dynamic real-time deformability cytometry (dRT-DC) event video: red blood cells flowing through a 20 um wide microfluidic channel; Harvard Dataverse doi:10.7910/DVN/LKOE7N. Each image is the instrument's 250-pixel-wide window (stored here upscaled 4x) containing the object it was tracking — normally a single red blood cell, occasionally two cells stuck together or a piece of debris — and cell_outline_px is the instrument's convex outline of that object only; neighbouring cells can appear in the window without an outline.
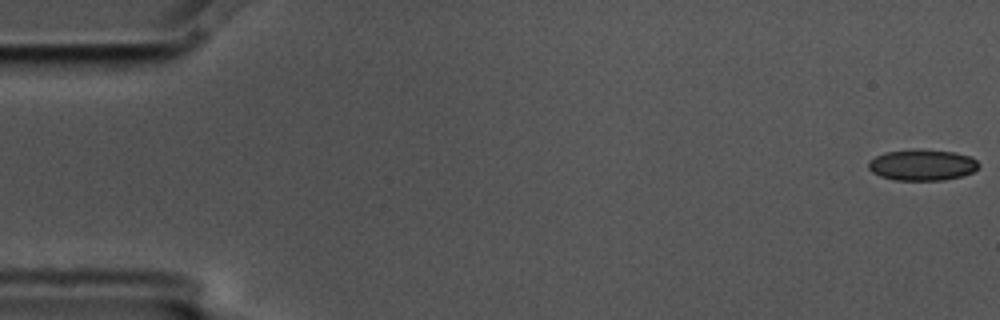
{"species": "common noctule bat (a hibernating species)", "species_latin": "Nyctalus noctula", "temperature_condition": "cold", "stored_images_in_passage": 8, "camera_frame_rate_fps": 3000, "um_per_image_px": 0.085, "animal": {"sex": "male", "body_mass_g": 17.5, "forearm_length_mm": 52.3}, "frame": {"image": 1, "passage_image": 1, "time_ms": 0.0, "image_size_px": [1000, 320], "cell_outline_px": [[980, 164], [972, 172], [960, 176], [944, 180], [896, 180], [880, 176], [872, 172], [868, 168], [868, 160], [884, 152], [912, 148], [920, 148], [956, 152], [968, 156], [976, 160]], "centroid_in_image_um": [78.34, 14.0], "position_along_channel_um": 6.7, "area_um2": 20.23}}